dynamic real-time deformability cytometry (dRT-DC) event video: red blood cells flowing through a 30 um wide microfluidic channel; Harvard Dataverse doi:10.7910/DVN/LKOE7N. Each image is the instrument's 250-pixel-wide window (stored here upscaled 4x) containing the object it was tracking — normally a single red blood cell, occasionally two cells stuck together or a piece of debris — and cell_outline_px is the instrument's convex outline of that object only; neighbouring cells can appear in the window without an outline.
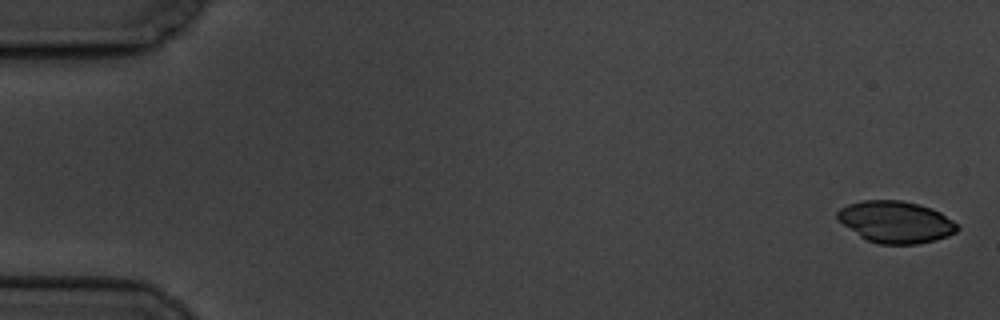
{"species": "common noctule bat (a hibernating species)", "species_latin": "Nyctalus noctula", "temperature_condition": "cold", "stored_images_in_passage": 7, "camera_frame_rate_fps": 3000, "um_per_image_px": 0.085, "animal": {"sex": "male", "body_mass_g": 19.5, "forearm_length_mm": 54.6}, "frame": {"image": 1, "passage_image": 1, "time_ms": 0.0, "image_size_px": [1000, 320], "cell_outline_px": [[960, 228], [956, 232], [948, 236], [936, 240], [916, 244], [880, 244], [868, 240], [860, 236], [836, 220], [836, 212], [840, 208], [848, 204], [864, 200], [900, 200], [932, 208], [940, 212], [952, 220]], "centroid_in_image_um": [76.12, 18.86], "position_along_channel_um": 8.9, "area_um2": 29.19}}
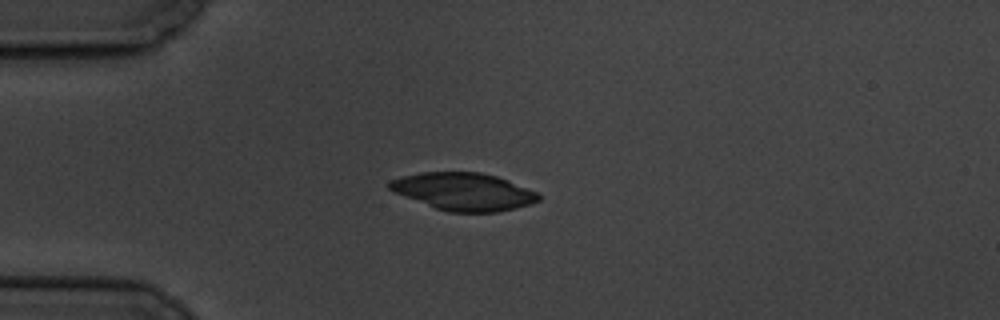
{"frame": {"image": 2, "passage_image": 5, "time_ms": 4.667, "image_size_px": [1000, 320], "cell_outline_px": [[540, 200], [516, 208], [496, 212], [448, 212], [436, 208], [396, 192], [388, 188], [388, 184], [392, 180], [400, 176], [420, 172], [480, 172], [496, 176], [508, 180], [540, 192]], "centroid_in_image_um": [39.46, 16.27], "position_along_channel_um": 45.5, "area_um2": 32.43}}